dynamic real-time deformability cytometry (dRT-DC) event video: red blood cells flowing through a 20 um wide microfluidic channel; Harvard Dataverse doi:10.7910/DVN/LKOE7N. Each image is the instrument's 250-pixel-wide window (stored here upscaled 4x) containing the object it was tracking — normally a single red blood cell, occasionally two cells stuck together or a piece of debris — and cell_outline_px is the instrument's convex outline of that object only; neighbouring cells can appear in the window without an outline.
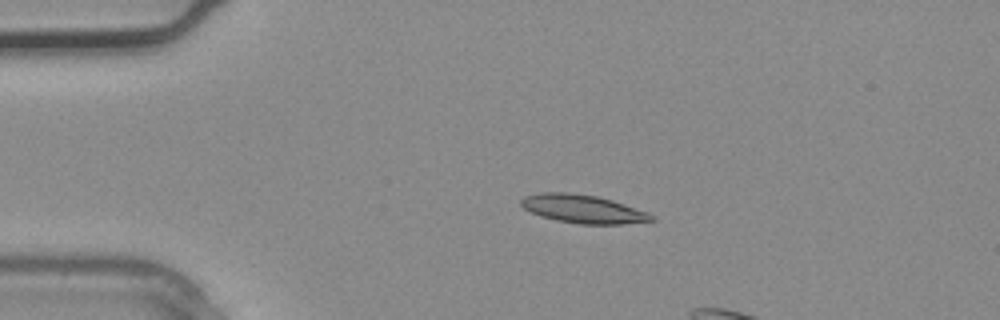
{"species": "common noctule bat (a hibernating species)", "species_latin": "Nyctalus noctula", "temperature_condition": "warm", "stored_images_in_passage": 3, "camera_frame_rate_fps": 3000, "um_per_image_px": 0.085, "animal": {"sex": "male", "body_mass_g": 20.4}, "frame": {"image": 1, "passage_image": 1, "time_ms": 0.0, "image_size_px": [1000, 320], "cell_outline_px": [[656, 220], [620, 224], [580, 224], [556, 220], [540, 216], [524, 208], [520, 204], [520, 200], [524, 196], [540, 192], [568, 192], [596, 196], [612, 200], [648, 212], [656, 216]], "centroid_in_image_um": [49.55, 17.76], "position_along_channel_um": 35.5, "area_um2": 21.56}}